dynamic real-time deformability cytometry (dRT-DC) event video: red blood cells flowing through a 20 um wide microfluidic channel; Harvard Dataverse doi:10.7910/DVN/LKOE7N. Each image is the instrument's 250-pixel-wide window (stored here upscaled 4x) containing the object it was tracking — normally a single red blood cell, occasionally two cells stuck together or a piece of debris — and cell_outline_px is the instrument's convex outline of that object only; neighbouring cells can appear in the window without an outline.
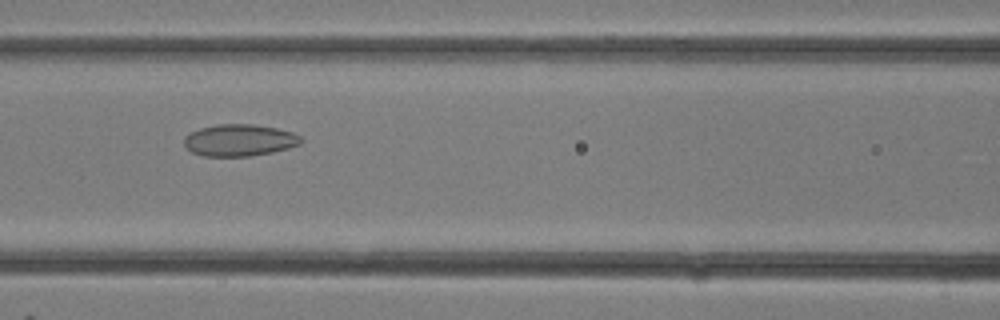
{"species": "common noctule bat (a hibernating species)", "species_latin": "Nyctalus noctula", "temperature_condition": "room temperature", "stored_images_in_passage": 11, "camera_frame_rate_fps": 3000, "um_per_image_px": 0.085, "animal": {"sex": "female"}, "frame": {"image": 1, "passage_image": 4, "time_ms": 1.0, "image_size_px": [1000, 320], "cell_outline_px": [[304, 140], [300, 144], [288, 148], [272, 152], [248, 156], [204, 156], [192, 152], [184, 144], [184, 136], [200, 128], [216, 124], [252, 124], [276, 128], [292, 132], [300, 136]], "centroid_in_image_um": [20.36, 11.91], "position_along_channel_um": 146.2, "area_um2": 21.62}}
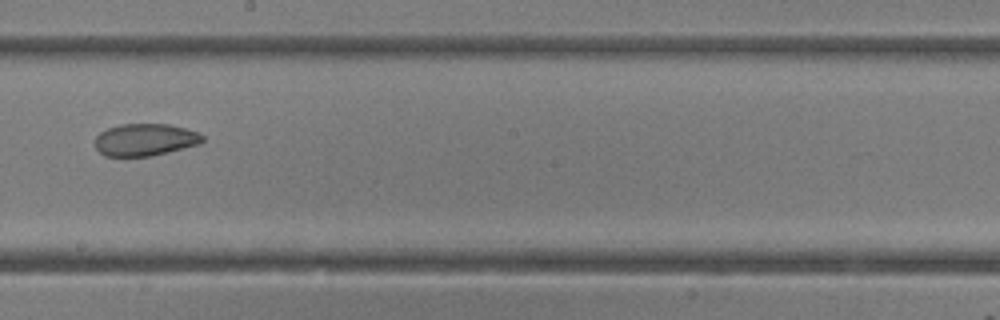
{"frame": {"image": 2, "passage_image": 8, "time_ms": 2.333, "image_size_px": [1000, 320], "cell_outline_px": [[204, 140], [200, 144], [152, 156], [104, 156], [96, 148], [96, 136], [100, 132], [108, 128], [120, 124], [168, 124], [200, 132], [204, 136]], "centroid_in_image_um": [12.36, 11.87], "position_along_channel_um": 235.8, "area_um2": 20.23}}
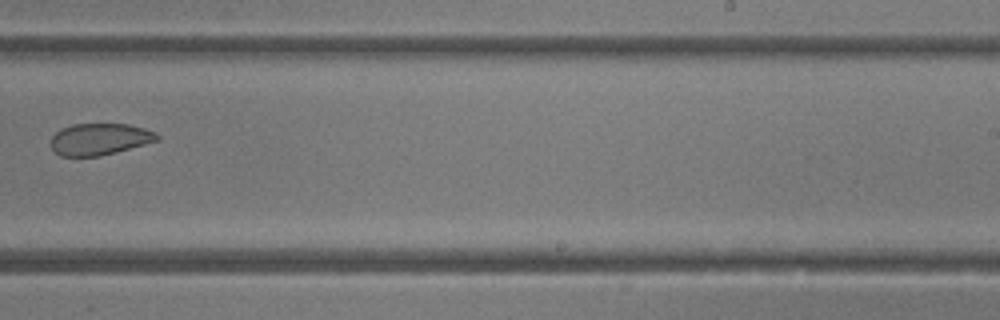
{"frame": {"image": 3, "passage_image": 10, "time_ms": 3.0, "image_size_px": [1000, 320], "cell_outline_px": [[160, 140], [116, 152], [100, 156], [60, 156], [52, 148], [52, 136], [60, 128], [72, 124], [128, 124], [144, 128], [156, 132], [160, 136]], "centroid_in_image_um": [8.49, 11.82], "position_along_channel_um": 280.5, "area_um2": 19.65}}